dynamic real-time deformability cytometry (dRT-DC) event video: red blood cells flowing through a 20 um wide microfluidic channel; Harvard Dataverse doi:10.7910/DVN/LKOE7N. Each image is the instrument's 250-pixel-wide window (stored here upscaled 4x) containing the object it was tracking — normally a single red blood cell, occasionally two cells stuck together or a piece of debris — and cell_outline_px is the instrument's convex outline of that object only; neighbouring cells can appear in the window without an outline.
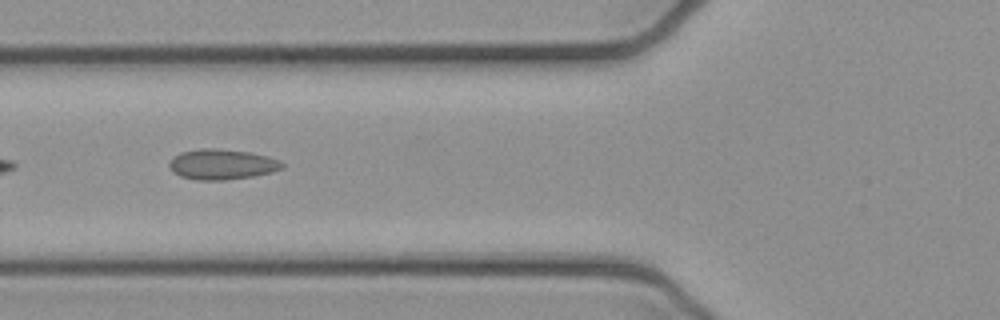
{"species": "common noctule bat (a hibernating species)", "species_latin": "Nyctalus noctula", "temperature_condition": "cold", "stored_images_in_passage": 7, "camera_frame_rate_fps": 3000, "um_per_image_px": 0.085, "animal": {"sex": "female", "body_mass_g": 21.9}, "frame": {"image": 1, "passage_image": 5, "time_ms": 1.333, "image_size_px": [1000, 320], "cell_outline_px": [[284, 168], [272, 172], [252, 176], [224, 180], [196, 180], [180, 176], [172, 172], [168, 164], [172, 156], [180, 152], [204, 148], [216, 148], [248, 152], [268, 156], [280, 160], [284, 164]], "centroid_in_image_um": [18.84, 13.97], "position_along_channel_um": 107.0, "area_um2": 20.11}}
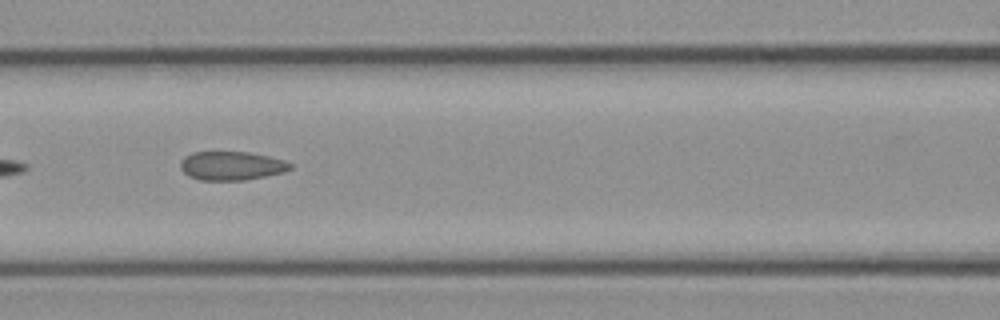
{"frame": {"image": 2, "passage_image": 6, "time_ms": 1.667, "image_size_px": [1000, 320], "cell_outline_px": [[292, 168], [284, 172], [244, 180], [200, 180], [188, 176], [180, 168], [180, 160], [184, 156], [192, 152], [248, 152], [268, 156], [284, 160], [292, 164]], "centroid_in_image_um": [19.65, 14.09], "position_along_channel_um": 147.0, "area_um2": 18.44}}
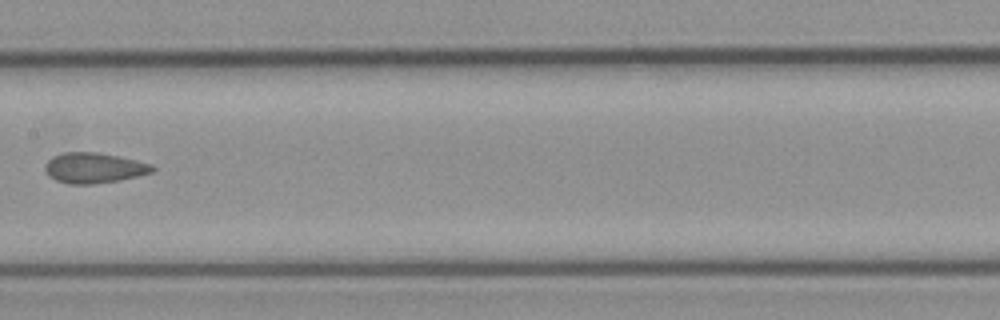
{"frame": {"image": 3, "passage_image": 7, "time_ms": 2.0, "image_size_px": [1000, 320], "cell_outline_px": [[156, 168], [152, 172], [120, 180], [92, 184], [68, 184], [56, 180], [48, 176], [44, 168], [44, 164], [52, 156], [64, 152], [96, 152], [120, 156], [152, 164]], "centroid_in_image_um": [7.96, 14.27], "position_along_channel_um": 199.4, "area_um2": 19.13}}